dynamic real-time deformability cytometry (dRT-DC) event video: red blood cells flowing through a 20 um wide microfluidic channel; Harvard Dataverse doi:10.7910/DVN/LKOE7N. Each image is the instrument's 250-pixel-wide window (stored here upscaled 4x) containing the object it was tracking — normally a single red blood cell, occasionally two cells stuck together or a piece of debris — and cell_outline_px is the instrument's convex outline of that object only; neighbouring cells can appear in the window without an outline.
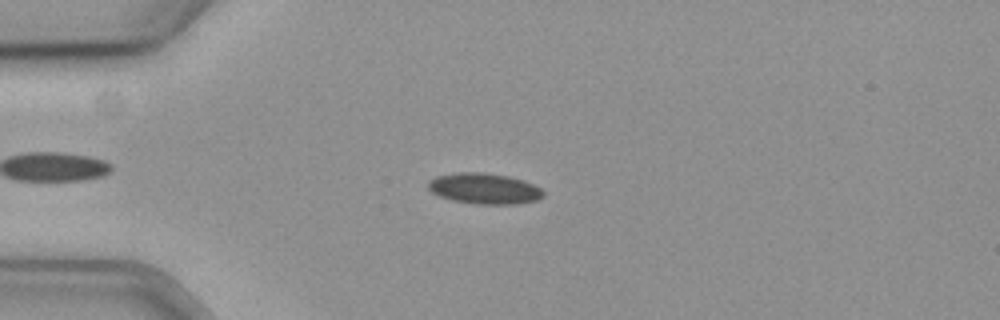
{"species": "common noctule bat (a hibernating species)", "species_latin": "Nyctalus noctula", "temperature_condition": "cold", "stored_images_in_passage": 54, "camera_frame_rate_fps": 3000, "um_per_image_px": 0.085, "animal": {"sex": "female", "body_mass_g": 19.3, "forearm_length_mm": 54.1}, "frame": {"image": 1, "passage_image": 11, "time_ms": 3.333, "image_size_px": [1000, 320], "cell_outline_px": [[544, 196], [536, 200], [516, 204], [480, 204], [452, 200], [440, 196], [432, 192], [428, 188], [428, 180], [436, 176], [460, 172], [484, 172], [508, 176], [524, 180], [540, 188], [544, 192]], "centroid_in_image_um": [41.16, 16.02], "position_along_channel_um": 43.8, "area_um2": 20.63}}
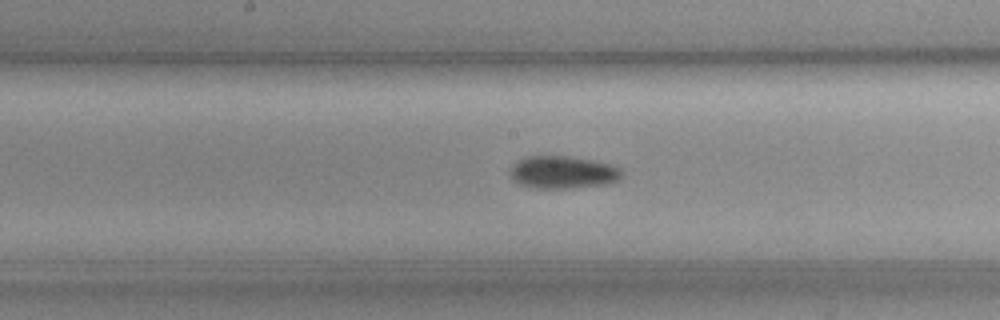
{"frame": {"image": 2, "passage_image": 26, "time_ms": 8.333, "image_size_px": [1000, 320], "cell_outline_px": [[620, 180], [608, 184], [568, 188], [532, 188], [520, 184], [512, 180], [508, 176], [508, 172], [512, 164], [528, 156], [568, 156], [596, 160], [612, 164], [620, 168]], "centroid_in_image_um": [47.81, 14.64], "position_along_channel_um": 200.4, "area_um2": 21.5}}
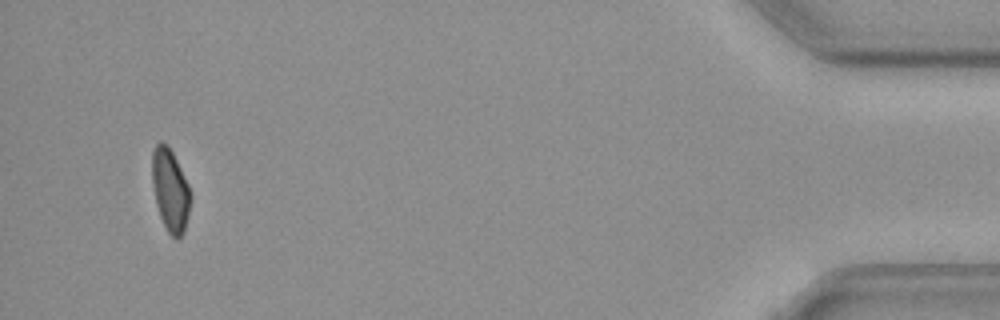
{"frame": {"image": 3, "passage_image": 51, "time_ms": 16.667, "image_size_px": [1000, 320], "cell_outline_px": [[192, 200], [184, 232], [176, 240], [168, 232], [160, 216], [156, 204], [152, 184], [152, 152], [156, 144], [160, 140], [168, 144], [192, 192]], "centroid_in_image_um": [14.48, 16.16], "position_along_channel_um": 420.7, "area_um2": 18.67}}